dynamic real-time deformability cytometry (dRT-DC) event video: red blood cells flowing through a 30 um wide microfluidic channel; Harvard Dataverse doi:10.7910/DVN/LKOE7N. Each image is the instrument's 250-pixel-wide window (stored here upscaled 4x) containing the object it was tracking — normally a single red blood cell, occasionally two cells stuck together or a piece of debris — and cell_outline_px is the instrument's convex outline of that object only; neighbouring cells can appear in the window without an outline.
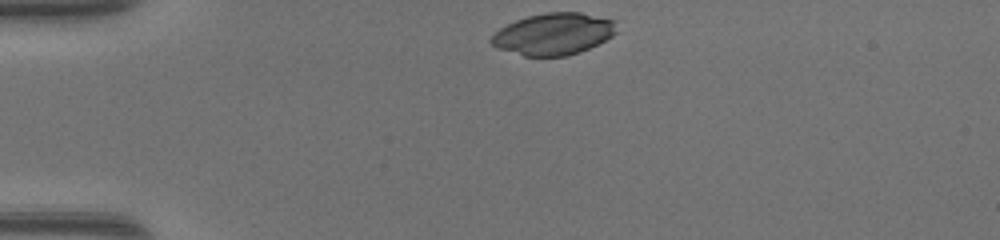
{"species": "common noctule bat (a hibernating species)", "species_latin": "Nyctalus noctula", "temperature_condition": "warm", "stored_images_in_passage": 32, "camera_frame_rate_fps": 3000, "um_per_image_px": 0.085, "animal": {"sex": "female", "body_mass_g": 17.0, "forearm_length_mm": 48.0}, "frame": {"image": 1, "passage_image": 1, "time_ms": 0.0, "image_size_px": [1000, 240], "cell_outline_px": [[616, 32], [612, 36], [580, 52], [568, 56], [524, 56], [496, 48], [488, 40], [500, 28], [516, 20], [528, 16], [548, 12], [580, 12], [616, 20]], "centroid_in_image_um": [47.05, 2.89], "position_along_channel_um": 38.0, "area_um2": 30.46}}
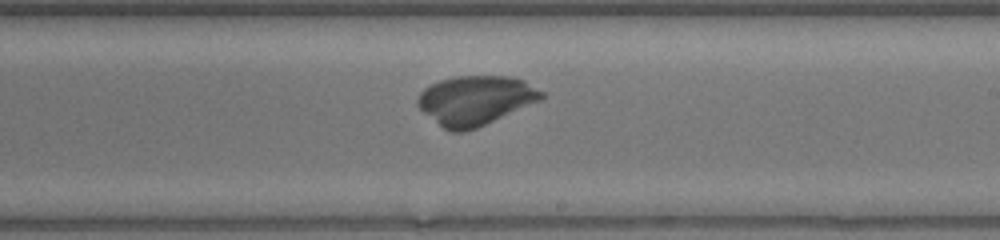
{"frame": {"image": 2, "passage_image": 19, "time_ms": 6.0, "image_size_px": [1000, 240], "cell_outline_px": [[544, 96], [540, 100], [476, 128], [464, 132], [452, 132], [444, 128], [424, 112], [416, 104], [416, 100], [420, 92], [424, 88], [440, 80], [456, 76], [508, 76], [524, 80], [544, 92]], "centroid_in_image_um": [40.4, 8.52], "position_along_channel_um": 248.6, "area_um2": 35.26}}
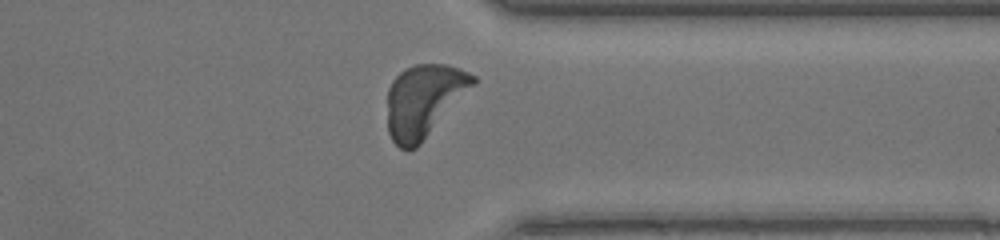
{"frame": {"image": 3, "passage_image": 28, "time_ms": 9.0, "image_size_px": [1000, 240], "cell_outline_px": [[476, 84], [420, 144], [416, 148], [408, 152], [400, 148], [392, 140], [388, 132], [388, 88], [392, 80], [404, 68], [416, 64], [444, 64], [460, 68], [476, 76]], "centroid_in_image_um": [36.03, 8.55], "position_along_channel_um": 375.4, "area_um2": 36.47}}